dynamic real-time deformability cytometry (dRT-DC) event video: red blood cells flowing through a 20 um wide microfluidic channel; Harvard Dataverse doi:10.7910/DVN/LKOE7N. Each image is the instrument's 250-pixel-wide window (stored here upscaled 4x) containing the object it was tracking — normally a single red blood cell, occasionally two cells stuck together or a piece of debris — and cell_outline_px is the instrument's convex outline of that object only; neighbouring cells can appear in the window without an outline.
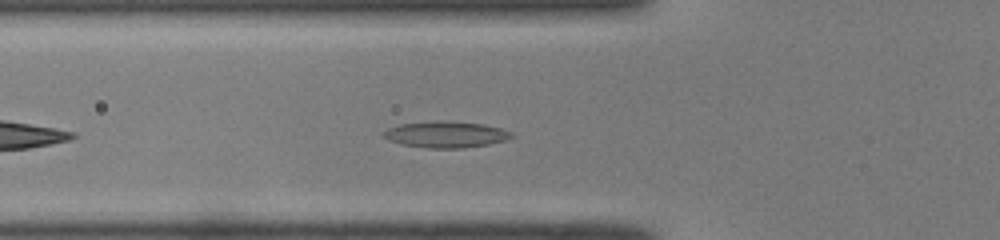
{"species": "common noctule bat (a hibernating species)", "species_latin": "Nyctalus noctula", "temperature_condition": "room temperature", "stored_images_in_passage": 31, "camera_frame_rate_fps": 3000, "um_per_image_px": 0.085, "animal": {"sex": "male", "body_mass_g": 19.0, "forearm_length_mm": 50.8}, "frame": {"image": 1, "passage_image": 6, "time_ms": 1.667, "image_size_px": [1000, 240], "cell_outline_px": [[512, 136], [504, 140], [488, 144], [464, 148], [424, 148], [400, 144], [388, 140], [380, 136], [380, 132], [388, 128], [400, 124], [436, 120], [440, 120], [484, 124], [500, 128], [512, 132]], "centroid_in_image_um": [37.8, 11.43], "position_along_channel_um": 88.0, "area_um2": 19.83}}
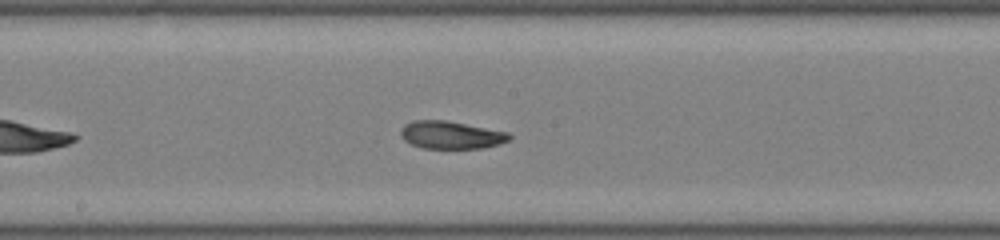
{"frame": {"image": 2, "passage_image": 15, "time_ms": 4.667, "image_size_px": [1000, 240], "cell_outline_px": [[512, 136], [508, 140], [500, 144], [484, 148], [424, 148], [412, 144], [404, 140], [400, 132], [400, 128], [404, 124], [412, 120], [444, 120], [508, 132]], "centroid_in_image_um": [38.32, 11.47], "position_along_channel_um": 209.9, "area_um2": 17.46}}
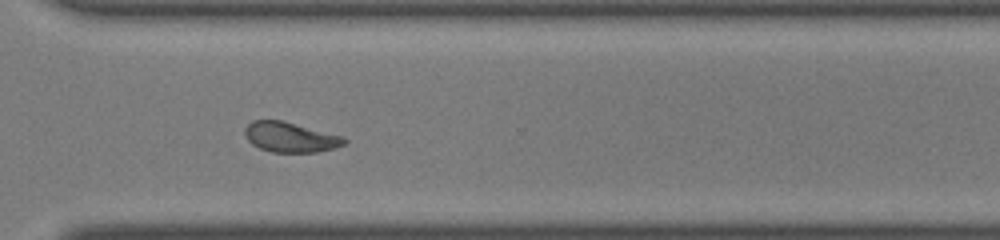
{"frame": {"image": 3, "passage_image": 25, "time_ms": 8.0, "image_size_px": [1000, 240], "cell_outline_px": [[348, 140], [344, 144], [336, 148], [316, 152], [272, 152], [260, 148], [252, 144], [244, 136], [244, 128], [252, 120], [280, 120], [344, 136]], "centroid_in_image_um": [24.67, 11.66], "position_along_channel_um": 345.9, "area_um2": 17.46}, "authors_computed_cell_mechanics": {"area_um2": 17.629, "velocity_mm_per_s": 4.0704, "shape_relaxation_time_tau1_ms": 8.2753, "shape_relaxation_time_tau2_ms": 2.0994, "deformation_change_tau1": 0.2392, "deformation_change_tau2": 0.0786}}